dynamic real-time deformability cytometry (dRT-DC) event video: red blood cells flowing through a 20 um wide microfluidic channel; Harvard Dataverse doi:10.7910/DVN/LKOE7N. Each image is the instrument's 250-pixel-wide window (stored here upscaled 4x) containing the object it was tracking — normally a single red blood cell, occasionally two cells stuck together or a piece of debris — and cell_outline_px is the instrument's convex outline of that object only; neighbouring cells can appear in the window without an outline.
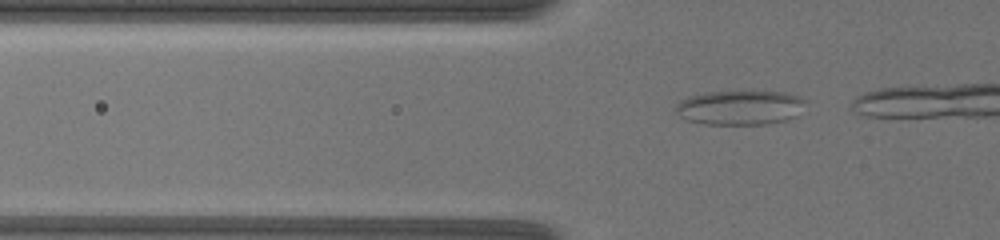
{"species": "common noctule bat (a hibernating species)", "species_latin": "Nyctalus noctula", "temperature_condition": "warm", "stored_images_in_passage": 11, "camera_frame_rate_fps": 3000, "um_per_image_px": 0.085, "animal": {"sex": "female", "body_mass_g": 19.5, "forearm_length_mm": 54.1}, "frame": {"image": 1, "passage_image": 6, "time_ms": 3.667, "image_size_px": [1000, 240], "cell_outline_px": [[808, 100], [796, 116], [784, 120], [764, 124], [704, 124], [688, 120], [680, 116], [676, 112], [676, 104], [680, 100], [692, 96], [708, 92], [784, 92], [800, 96]], "centroid_in_image_um": [62.92, 9.14], "position_along_channel_um": 62.9, "area_um2": 25.84}}
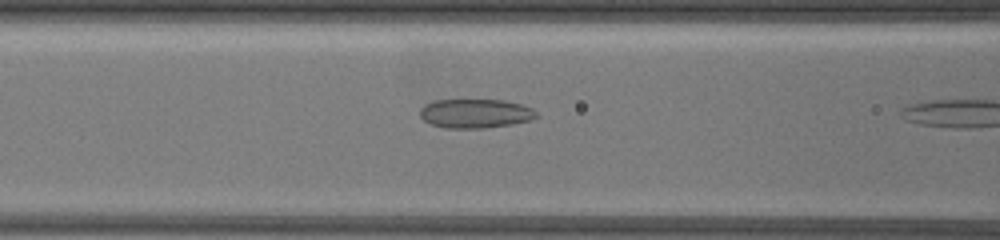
{"frame": {"image": 2, "passage_image": 10, "time_ms": 5.333, "image_size_px": [1000, 240], "cell_outline_px": [[540, 116], [528, 120], [512, 124], [484, 128], [444, 128], [432, 124], [424, 120], [420, 116], [420, 108], [424, 104], [436, 100], [504, 100], [520, 104], [532, 108]], "centroid_in_image_um": [40.39, 9.64], "position_along_channel_um": 126.2, "area_um2": 19.71}}